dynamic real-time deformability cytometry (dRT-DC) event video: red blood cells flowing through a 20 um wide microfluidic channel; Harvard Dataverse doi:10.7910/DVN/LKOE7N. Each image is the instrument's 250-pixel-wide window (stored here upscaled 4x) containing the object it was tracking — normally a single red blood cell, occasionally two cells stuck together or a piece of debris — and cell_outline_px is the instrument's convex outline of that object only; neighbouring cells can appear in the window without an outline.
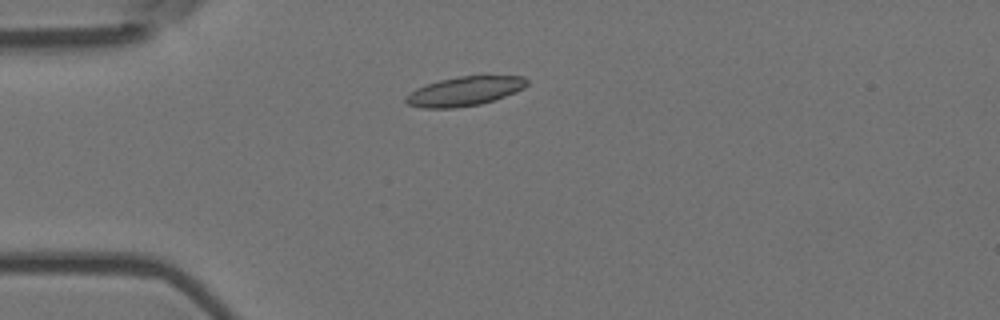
{"species": "Egyptian fruit bat (a non-hibernating species)", "species_latin": "Rousettus aegyptiacus", "temperature_condition": "room temperature", "stored_images_in_passage": 4, "camera_frame_rate_fps": 3000, "um_per_image_px": 0.085, "animal": {"sex": "female"}, "frame": {"image": 1, "passage_image": 4, "time_ms": 1.0, "image_size_px": [1000, 320], "cell_outline_px": [[528, 84], [524, 88], [516, 92], [496, 100], [480, 104], [452, 108], [424, 108], [408, 104], [404, 100], [404, 96], [416, 88], [440, 80], [480, 72], [484, 72], [524, 76], [528, 80]], "centroid_in_image_um": [39.6, 7.69], "position_along_channel_um": 45.4, "area_um2": 21.62}}